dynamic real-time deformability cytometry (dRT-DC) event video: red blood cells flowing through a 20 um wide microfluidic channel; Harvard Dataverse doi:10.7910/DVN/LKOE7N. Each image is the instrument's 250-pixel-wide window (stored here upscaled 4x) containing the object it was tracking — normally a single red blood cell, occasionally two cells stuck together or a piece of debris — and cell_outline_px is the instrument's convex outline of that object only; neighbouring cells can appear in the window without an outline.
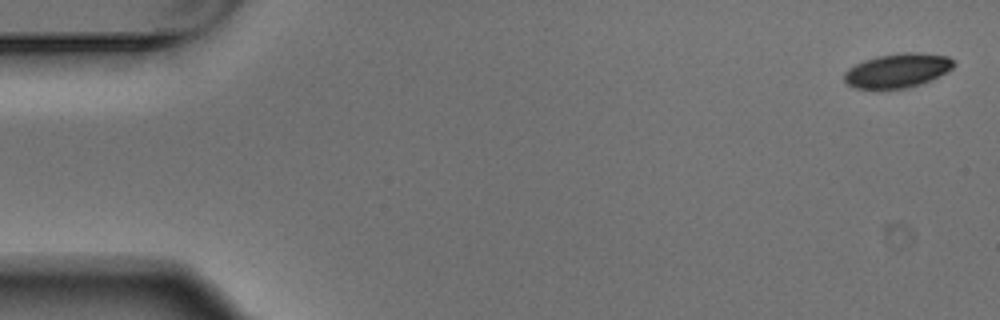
{"species": "Egyptian fruit bat (a non-hibernating species)", "species_latin": "Rousettus aegyptiacus", "temperature_condition": "warm", "stored_images_in_passage": 4, "camera_frame_rate_fps": 3000, "um_per_image_px": 0.085, "animal": {"sex": "male"}, "frame": {"image": 1, "passage_image": 1, "time_ms": 0.0, "image_size_px": [1000, 320], "cell_outline_px": [[956, 64], [952, 68], [920, 84], [904, 88], [872, 92], [856, 88], [848, 84], [844, 80], [844, 72], [848, 68], [864, 60], [876, 56], [904, 52], [916, 52], [948, 56], [956, 60]], "centroid_in_image_um": [76.23, 6.02], "position_along_channel_um": 8.8, "area_um2": 22.25}}